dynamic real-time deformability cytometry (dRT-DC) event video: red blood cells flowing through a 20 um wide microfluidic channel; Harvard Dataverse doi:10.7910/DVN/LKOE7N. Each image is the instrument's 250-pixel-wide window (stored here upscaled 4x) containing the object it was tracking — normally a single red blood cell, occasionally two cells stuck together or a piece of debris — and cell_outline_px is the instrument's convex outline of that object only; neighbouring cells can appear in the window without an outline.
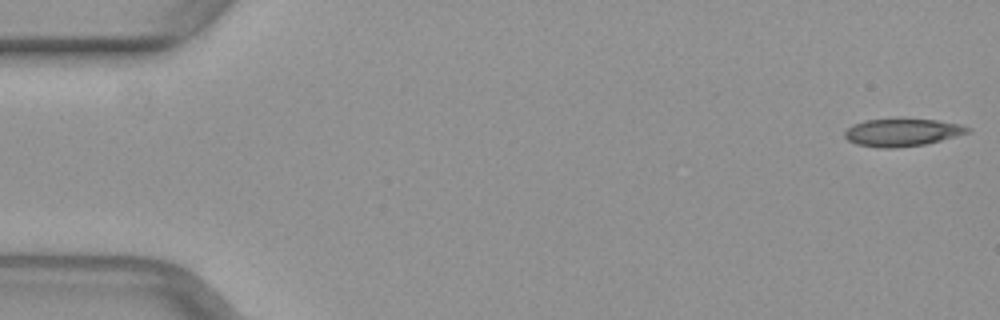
{"species": "common noctule bat (a hibernating species)", "species_latin": "Nyctalus noctula", "temperature_condition": "warm", "stored_images_in_passage": 49, "camera_frame_rate_fps": 3000, "um_per_image_px": 0.085, "animal": {"sex": "female", "body_mass_g": 29.2, "forearm_length_mm": 56.3}, "frame": {"image": 1, "passage_image": 1, "time_ms": 0.0, "image_size_px": [1000, 320], "cell_outline_px": [[972, 132], [924, 144], [896, 148], [880, 148], [856, 144], [848, 140], [844, 136], [844, 132], [852, 124], [864, 120], [900, 116], [936, 120], [960, 124], [972, 128]], "centroid_in_image_um": [76.67, 11.21], "position_along_channel_um": 8.3, "area_um2": 20.58}}
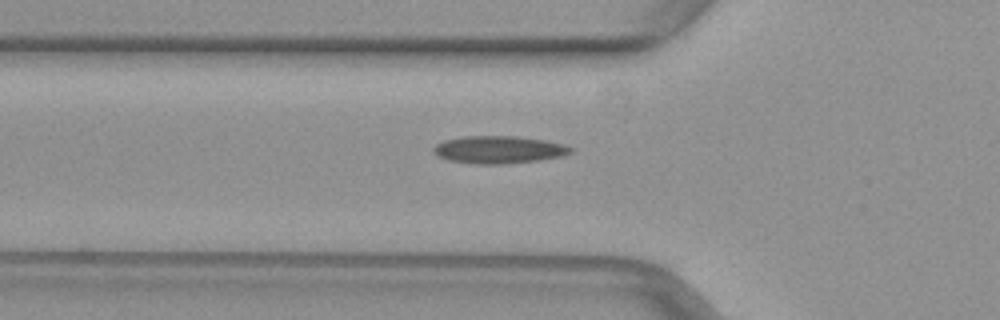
{"frame": {"image": 2, "passage_image": 17, "time_ms": 5.333, "image_size_px": [1000, 320], "cell_outline_px": [[572, 152], [560, 156], [536, 160], [504, 164], [476, 164], [448, 160], [432, 152], [432, 148], [436, 144], [444, 140], [464, 136], [516, 136], [544, 140], [564, 144], [572, 148]], "centroid_in_image_um": [42.36, 12.71], "position_along_channel_um": 83.4, "area_um2": 21.85}}
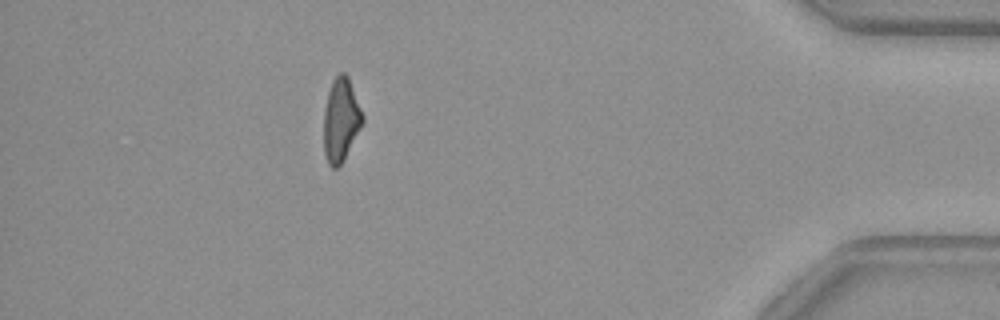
{"frame": {"image": 3, "passage_image": 44, "time_ms": 14.333, "image_size_px": [1000, 320], "cell_outline_px": [[364, 120], [344, 160], [336, 168], [332, 168], [328, 164], [324, 152], [324, 112], [328, 92], [332, 80], [340, 72], [344, 72], [348, 76], [364, 116]], "centroid_in_image_um": [28.97, 10.18], "position_along_channel_um": 406.2, "area_um2": 18.79}}